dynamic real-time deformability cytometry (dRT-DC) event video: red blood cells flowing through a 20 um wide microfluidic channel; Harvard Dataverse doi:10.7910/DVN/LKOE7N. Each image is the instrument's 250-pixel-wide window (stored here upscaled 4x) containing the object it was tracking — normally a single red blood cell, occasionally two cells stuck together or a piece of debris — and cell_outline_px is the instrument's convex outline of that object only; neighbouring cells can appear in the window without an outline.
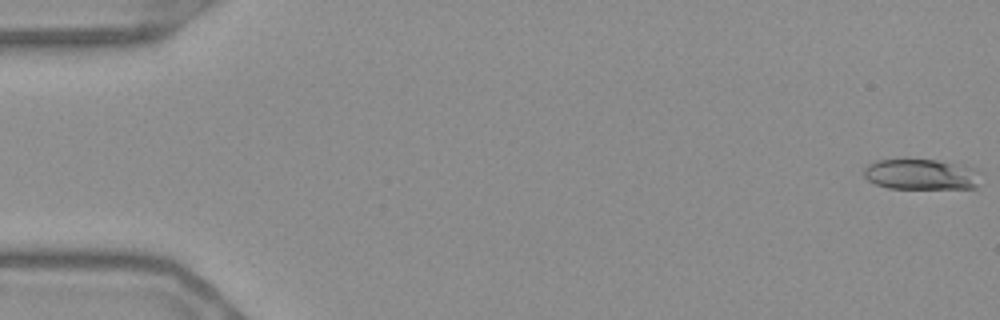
{"species": "Egyptian fruit bat (a non-hibernating species)", "species_latin": "Rousettus aegyptiacus", "temperature_condition": "warm", "stored_images_in_passage": 15, "camera_frame_rate_fps": 3000, "um_per_image_px": 0.085, "frame": {"image": 1, "passage_image": 1, "time_ms": 0.0, "image_size_px": [1000, 320], "cell_outline_px": [[984, 172], [976, 188], [888, 188], [876, 184], [868, 180], [864, 176], [864, 168], [868, 164], [876, 160], [904, 156], [936, 160], [964, 164], [976, 168]], "centroid_in_image_um": [78.34, 14.76], "position_along_channel_um": 6.7, "area_um2": 22.08}}
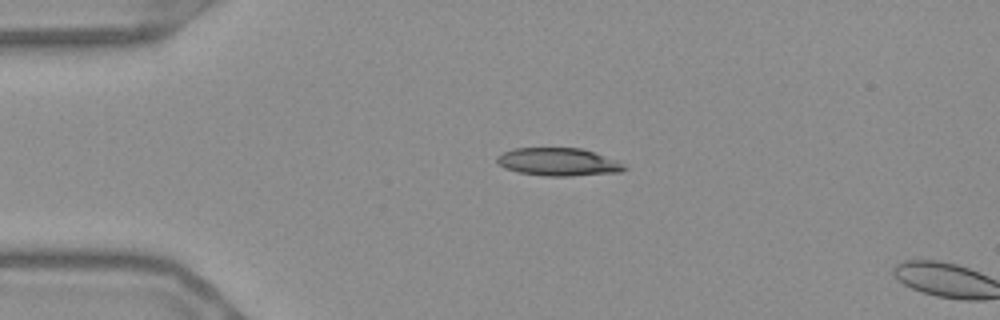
{"frame": {"image": 2, "passage_image": 13, "time_ms": 4.0, "image_size_px": [1000, 320], "cell_outline_px": [[628, 168], [620, 172], [572, 176], [544, 176], [520, 172], [504, 168], [496, 164], [496, 156], [504, 152], [516, 148], [580, 148], [620, 160]], "centroid_in_image_um": [47.48, 13.77], "position_along_channel_um": 37.5, "area_um2": 20.87}}